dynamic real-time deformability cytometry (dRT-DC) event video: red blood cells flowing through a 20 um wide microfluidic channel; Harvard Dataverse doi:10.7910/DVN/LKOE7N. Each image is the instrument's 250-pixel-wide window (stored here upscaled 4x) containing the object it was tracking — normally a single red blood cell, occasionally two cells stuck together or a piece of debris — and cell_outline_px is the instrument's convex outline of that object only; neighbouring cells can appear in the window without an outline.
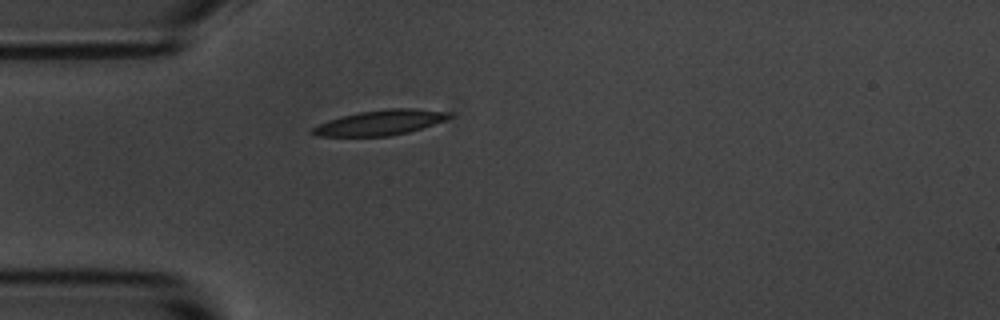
{"species": "common noctule bat (a hibernating species)", "species_latin": "Nyctalus noctula", "temperature_condition": "room temperature", "stored_images_in_passage": 4, "camera_frame_rate_fps": 3000, "um_per_image_px": 0.085, "animal": {"sex": "male", "body_mass_g": 20.1, "forearm_length_mm": 53.5}, "frame": {"image": 1, "passage_image": 4, "time_ms": 19.667, "image_size_px": [1000, 320], "cell_outline_px": [[452, 116], [444, 120], [408, 132], [388, 136], [316, 136], [308, 132], [312, 128], [328, 120], [340, 116], [360, 112], [388, 108], [412, 108], [452, 112]], "centroid_in_image_um": [32.28, 10.41], "position_along_channel_um": 52.7, "area_um2": 19.88}}